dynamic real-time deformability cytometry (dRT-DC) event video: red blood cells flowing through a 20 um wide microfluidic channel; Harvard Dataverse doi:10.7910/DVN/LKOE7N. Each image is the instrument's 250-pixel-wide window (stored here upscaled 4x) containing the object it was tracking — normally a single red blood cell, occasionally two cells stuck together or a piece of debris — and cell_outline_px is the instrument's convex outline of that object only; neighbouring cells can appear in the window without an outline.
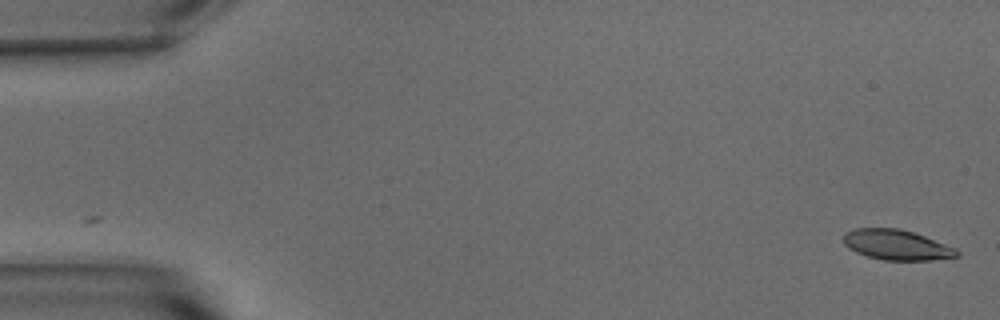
{"species": "common noctule bat (a hibernating species)", "species_latin": "Nyctalus noctula", "temperature_condition": "warm", "stored_images_in_passage": 53, "camera_frame_rate_fps": 3000, "um_per_image_px": 0.085, "animal": {"sex": "male", "body_mass_g": 15.6}, "frame": {"image": 1, "passage_image": 1, "time_ms": 0.0, "image_size_px": [1000, 320], "cell_outline_px": [[960, 256], [928, 260], [884, 260], [868, 256], [856, 252], [848, 248], [844, 244], [844, 232], [852, 228], [900, 228], [924, 236], [956, 248], [960, 252]], "centroid_in_image_um": [76.19, 20.8], "position_along_channel_um": 8.8, "area_um2": 19.94}}
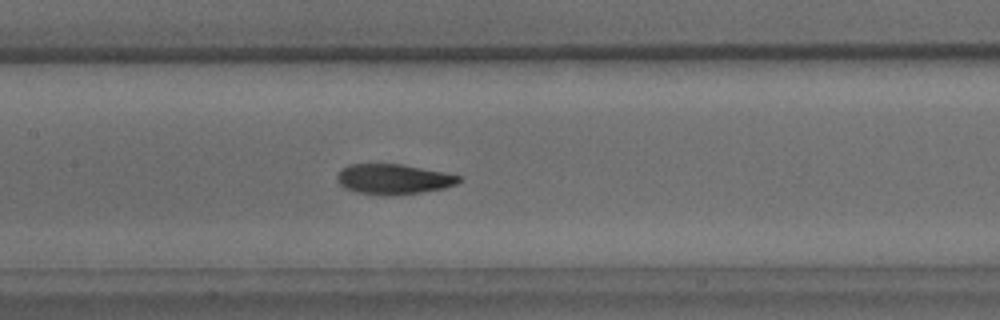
{"frame": {"image": 2, "passage_image": 25, "time_ms": 8.0, "image_size_px": [1000, 320], "cell_outline_px": [[464, 180], [456, 184], [444, 188], [420, 192], [392, 196], [384, 196], [356, 192], [344, 188], [336, 180], [336, 176], [340, 168], [348, 164], [400, 164], [444, 172], [464, 176]], "centroid_in_image_um": [33.44, 15.23], "position_along_channel_um": 174.0, "area_um2": 21.79}}
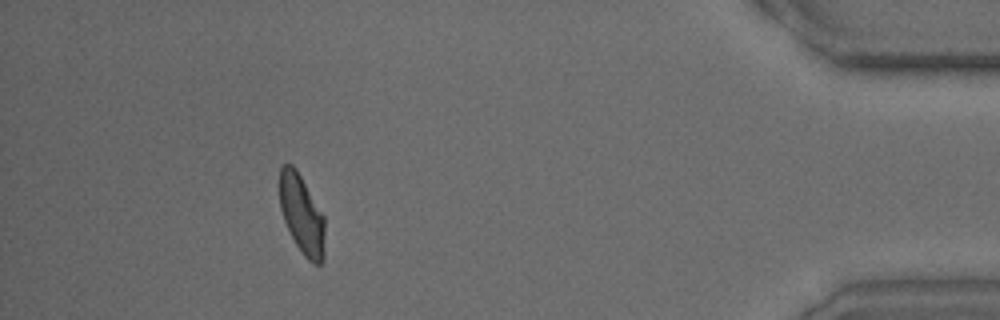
{"frame": {"image": 3, "passage_image": 48, "time_ms": 15.667, "image_size_px": [1000, 320], "cell_outline_px": [[324, 256], [320, 264], [312, 264], [304, 256], [296, 244], [284, 220], [280, 208], [280, 168], [284, 164], [292, 164], [296, 168], [324, 216]], "centroid_in_image_um": [25.66, 18.24], "position_along_channel_um": 409.5, "area_um2": 20.63}, "authors_computed_cell_mechanics": {"area_um2": 21.5016, "velocity_mm_per_s": 3.8038, "shape_relaxation_time_tau1_ms": 4.6808, "shape_relaxation_time_tau2_ms": 2.028, "deformation_change_tau1": 0.1554, "deformation_change_tau2": 0.0895}}